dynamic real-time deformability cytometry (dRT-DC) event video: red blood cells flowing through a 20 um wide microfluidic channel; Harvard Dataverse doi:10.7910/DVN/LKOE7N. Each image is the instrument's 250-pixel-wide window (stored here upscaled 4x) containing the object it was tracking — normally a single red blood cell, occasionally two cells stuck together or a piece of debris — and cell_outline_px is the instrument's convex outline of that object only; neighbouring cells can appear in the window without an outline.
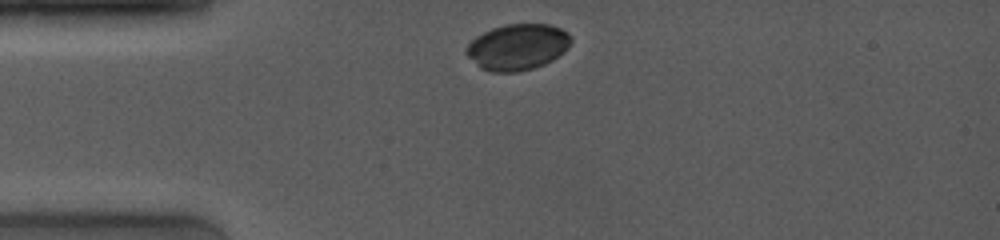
{"species": "common noctule bat (a hibernating species)", "species_latin": "Nyctalus noctula", "temperature_condition": "room temperature", "stored_images_in_passage": 2, "camera_frame_rate_fps": 4000, "um_per_image_px": 0.085, "animal": {"sex": "female", "body_mass_g": 19.0, "forearm_length_mm": 53.3}, "frame": {"image": 1, "passage_image": 1, "time_ms": 0.0, "image_size_px": [1000, 240], "cell_outline_px": [[572, 40], [568, 48], [564, 52], [552, 60], [544, 64], [532, 68], [516, 72], [492, 72], [480, 68], [464, 52], [464, 48], [476, 36], [492, 28], [504, 24], [548, 24], [560, 28], [568, 32]], "centroid_in_image_um": [43.98, 3.99], "position_along_channel_um": 41.0, "area_um2": 28.21}}